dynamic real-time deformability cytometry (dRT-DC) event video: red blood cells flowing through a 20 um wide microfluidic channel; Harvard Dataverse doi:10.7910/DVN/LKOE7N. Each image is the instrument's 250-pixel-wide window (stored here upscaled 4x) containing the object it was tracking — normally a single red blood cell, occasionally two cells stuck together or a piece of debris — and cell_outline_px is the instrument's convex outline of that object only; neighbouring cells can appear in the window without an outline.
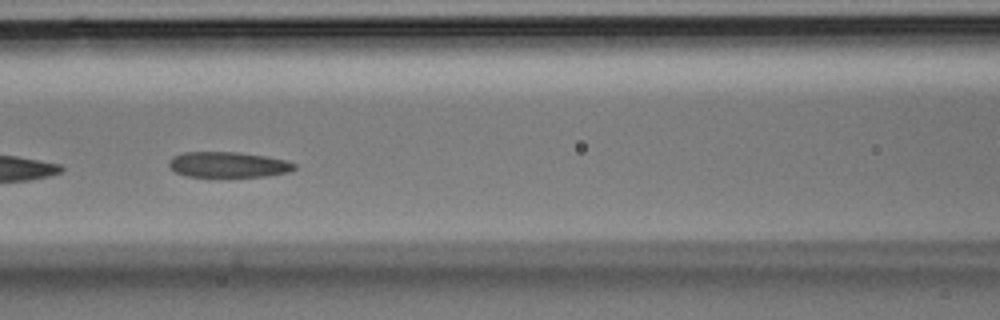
{"species": "Egyptian fruit bat (a non-hibernating species)", "species_latin": "Rousettus aegyptiacus", "temperature_condition": "room temperature", "stored_images_in_passage": 10, "camera_frame_rate_fps": 3000, "um_per_image_px": 0.085, "animal": {"sex": "male"}, "frame": {"image": 1, "passage_image": 5, "time_ms": 1.333, "image_size_px": [1000, 320], "cell_outline_px": [[296, 168], [288, 172], [268, 176], [188, 176], [176, 172], [168, 164], [168, 160], [172, 156], [184, 152], [236, 152], [264, 156], [288, 160], [296, 164]], "centroid_in_image_um": [19.4, 13.98], "position_along_channel_um": 147.2, "area_um2": 18.55}}
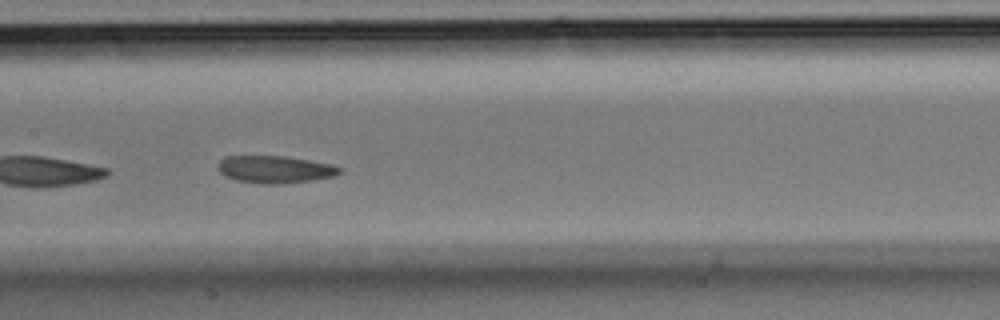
{"frame": {"image": 2, "passage_image": 7, "time_ms": 2.0, "image_size_px": [1000, 320], "cell_outline_px": [[340, 172], [332, 176], [312, 180], [280, 184], [260, 184], [236, 180], [224, 176], [216, 168], [216, 164], [224, 156], [284, 156], [332, 164], [340, 168]], "centroid_in_image_um": [23.29, 14.4], "position_along_channel_um": 184.1, "area_um2": 19.42}}